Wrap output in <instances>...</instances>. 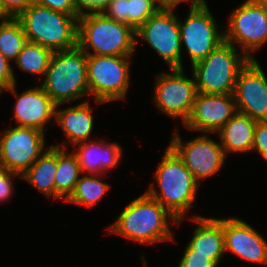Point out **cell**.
Wrapping results in <instances>:
<instances>
[{
    "mask_svg": "<svg viewBox=\"0 0 267 267\" xmlns=\"http://www.w3.org/2000/svg\"><path fill=\"white\" fill-rule=\"evenodd\" d=\"M123 148L118 142L98 138L73 146L82 174H107L120 165Z\"/></svg>",
    "mask_w": 267,
    "mask_h": 267,
    "instance_id": "d6986e66",
    "label": "cell"
},
{
    "mask_svg": "<svg viewBox=\"0 0 267 267\" xmlns=\"http://www.w3.org/2000/svg\"><path fill=\"white\" fill-rule=\"evenodd\" d=\"M101 12L110 19L128 24V0H110Z\"/></svg>",
    "mask_w": 267,
    "mask_h": 267,
    "instance_id": "f546056e",
    "label": "cell"
},
{
    "mask_svg": "<svg viewBox=\"0 0 267 267\" xmlns=\"http://www.w3.org/2000/svg\"><path fill=\"white\" fill-rule=\"evenodd\" d=\"M45 134L30 127L4 128L0 133V167L23 175L51 146L45 143Z\"/></svg>",
    "mask_w": 267,
    "mask_h": 267,
    "instance_id": "7c38bea8",
    "label": "cell"
},
{
    "mask_svg": "<svg viewBox=\"0 0 267 267\" xmlns=\"http://www.w3.org/2000/svg\"><path fill=\"white\" fill-rule=\"evenodd\" d=\"M189 219L191 222H195L197 226L194 228L187 246L195 254L210 255V259L219 265L225 254L223 217H205L194 214Z\"/></svg>",
    "mask_w": 267,
    "mask_h": 267,
    "instance_id": "ffe728a7",
    "label": "cell"
},
{
    "mask_svg": "<svg viewBox=\"0 0 267 267\" xmlns=\"http://www.w3.org/2000/svg\"><path fill=\"white\" fill-rule=\"evenodd\" d=\"M81 175L82 171L73 151L57 147L55 201L65 202L74 192Z\"/></svg>",
    "mask_w": 267,
    "mask_h": 267,
    "instance_id": "603a6c76",
    "label": "cell"
},
{
    "mask_svg": "<svg viewBox=\"0 0 267 267\" xmlns=\"http://www.w3.org/2000/svg\"><path fill=\"white\" fill-rule=\"evenodd\" d=\"M53 51L39 44L28 42L23 46L14 64L16 68L44 78L49 67Z\"/></svg>",
    "mask_w": 267,
    "mask_h": 267,
    "instance_id": "d4e9b609",
    "label": "cell"
},
{
    "mask_svg": "<svg viewBox=\"0 0 267 267\" xmlns=\"http://www.w3.org/2000/svg\"><path fill=\"white\" fill-rule=\"evenodd\" d=\"M33 0H0V5L8 17L17 18Z\"/></svg>",
    "mask_w": 267,
    "mask_h": 267,
    "instance_id": "836d02e7",
    "label": "cell"
},
{
    "mask_svg": "<svg viewBox=\"0 0 267 267\" xmlns=\"http://www.w3.org/2000/svg\"><path fill=\"white\" fill-rule=\"evenodd\" d=\"M117 217L106 228L111 235L116 234L141 245L167 241L176 243L169 224L177 225L178 219L145 192L130 201Z\"/></svg>",
    "mask_w": 267,
    "mask_h": 267,
    "instance_id": "6da1fadb",
    "label": "cell"
},
{
    "mask_svg": "<svg viewBox=\"0 0 267 267\" xmlns=\"http://www.w3.org/2000/svg\"><path fill=\"white\" fill-rule=\"evenodd\" d=\"M233 96L237 112L267 121V76L258 59H250L240 70Z\"/></svg>",
    "mask_w": 267,
    "mask_h": 267,
    "instance_id": "5bb4252c",
    "label": "cell"
},
{
    "mask_svg": "<svg viewBox=\"0 0 267 267\" xmlns=\"http://www.w3.org/2000/svg\"><path fill=\"white\" fill-rule=\"evenodd\" d=\"M137 43L144 40L171 68L183 67L179 16L175 9H160L136 30Z\"/></svg>",
    "mask_w": 267,
    "mask_h": 267,
    "instance_id": "4fadbf2b",
    "label": "cell"
},
{
    "mask_svg": "<svg viewBox=\"0 0 267 267\" xmlns=\"http://www.w3.org/2000/svg\"><path fill=\"white\" fill-rule=\"evenodd\" d=\"M160 9L155 0H128V25L136 31Z\"/></svg>",
    "mask_w": 267,
    "mask_h": 267,
    "instance_id": "4316f807",
    "label": "cell"
},
{
    "mask_svg": "<svg viewBox=\"0 0 267 267\" xmlns=\"http://www.w3.org/2000/svg\"><path fill=\"white\" fill-rule=\"evenodd\" d=\"M11 65V62L0 51V90L2 91L17 82L14 66Z\"/></svg>",
    "mask_w": 267,
    "mask_h": 267,
    "instance_id": "d6a6232c",
    "label": "cell"
},
{
    "mask_svg": "<svg viewBox=\"0 0 267 267\" xmlns=\"http://www.w3.org/2000/svg\"><path fill=\"white\" fill-rule=\"evenodd\" d=\"M34 4L60 11L69 15L80 17L81 13L75 7L74 0H33Z\"/></svg>",
    "mask_w": 267,
    "mask_h": 267,
    "instance_id": "1f68e13d",
    "label": "cell"
},
{
    "mask_svg": "<svg viewBox=\"0 0 267 267\" xmlns=\"http://www.w3.org/2000/svg\"><path fill=\"white\" fill-rule=\"evenodd\" d=\"M132 57L87 55L88 89L95 104L127 99Z\"/></svg>",
    "mask_w": 267,
    "mask_h": 267,
    "instance_id": "52a82bcc",
    "label": "cell"
},
{
    "mask_svg": "<svg viewBox=\"0 0 267 267\" xmlns=\"http://www.w3.org/2000/svg\"><path fill=\"white\" fill-rule=\"evenodd\" d=\"M57 173V147L51 146L22 175L31 186L48 199L55 200V177Z\"/></svg>",
    "mask_w": 267,
    "mask_h": 267,
    "instance_id": "7402d4cb",
    "label": "cell"
},
{
    "mask_svg": "<svg viewBox=\"0 0 267 267\" xmlns=\"http://www.w3.org/2000/svg\"><path fill=\"white\" fill-rule=\"evenodd\" d=\"M250 59L233 44L221 43L191 66L198 93L233 94L240 70Z\"/></svg>",
    "mask_w": 267,
    "mask_h": 267,
    "instance_id": "8992f818",
    "label": "cell"
},
{
    "mask_svg": "<svg viewBox=\"0 0 267 267\" xmlns=\"http://www.w3.org/2000/svg\"><path fill=\"white\" fill-rule=\"evenodd\" d=\"M224 251L244 261L267 265V240L251 224L223 217Z\"/></svg>",
    "mask_w": 267,
    "mask_h": 267,
    "instance_id": "e0dca14e",
    "label": "cell"
},
{
    "mask_svg": "<svg viewBox=\"0 0 267 267\" xmlns=\"http://www.w3.org/2000/svg\"><path fill=\"white\" fill-rule=\"evenodd\" d=\"M42 79L40 85L56 105L89 100L87 54L78 46L54 52Z\"/></svg>",
    "mask_w": 267,
    "mask_h": 267,
    "instance_id": "277c9868",
    "label": "cell"
},
{
    "mask_svg": "<svg viewBox=\"0 0 267 267\" xmlns=\"http://www.w3.org/2000/svg\"><path fill=\"white\" fill-rule=\"evenodd\" d=\"M214 260L210 259V255L195 254L187 245L176 267H218Z\"/></svg>",
    "mask_w": 267,
    "mask_h": 267,
    "instance_id": "83f0119b",
    "label": "cell"
},
{
    "mask_svg": "<svg viewBox=\"0 0 267 267\" xmlns=\"http://www.w3.org/2000/svg\"><path fill=\"white\" fill-rule=\"evenodd\" d=\"M141 260H142V267H149V266H147L148 265V263H147V261H146V256H144V253L143 252H141Z\"/></svg>",
    "mask_w": 267,
    "mask_h": 267,
    "instance_id": "74e56055",
    "label": "cell"
},
{
    "mask_svg": "<svg viewBox=\"0 0 267 267\" xmlns=\"http://www.w3.org/2000/svg\"><path fill=\"white\" fill-rule=\"evenodd\" d=\"M8 18L9 17L6 15V13L4 12V10L2 9V7L0 5V22L6 20Z\"/></svg>",
    "mask_w": 267,
    "mask_h": 267,
    "instance_id": "8d00e7d4",
    "label": "cell"
},
{
    "mask_svg": "<svg viewBox=\"0 0 267 267\" xmlns=\"http://www.w3.org/2000/svg\"><path fill=\"white\" fill-rule=\"evenodd\" d=\"M107 176L108 174H82L76 183L74 192L65 202L86 208L99 204L111 187L110 183L104 181Z\"/></svg>",
    "mask_w": 267,
    "mask_h": 267,
    "instance_id": "cb8c5ba5",
    "label": "cell"
},
{
    "mask_svg": "<svg viewBox=\"0 0 267 267\" xmlns=\"http://www.w3.org/2000/svg\"><path fill=\"white\" fill-rule=\"evenodd\" d=\"M153 174L156 182H151L145 193L175 216L180 226L186 217L189 218L187 212L194 206L200 184L169 145Z\"/></svg>",
    "mask_w": 267,
    "mask_h": 267,
    "instance_id": "7a4b0ae2",
    "label": "cell"
},
{
    "mask_svg": "<svg viewBox=\"0 0 267 267\" xmlns=\"http://www.w3.org/2000/svg\"><path fill=\"white\" fill-rule=\"evenodd\" d=\"M256 124L257 120L237 112L216 133L226 157L252 152Z\"/></svg>",
    "mask_w": 267,
    "mask_h": 267,
    "instance_id": "44dd1931",
    "label": "cell"
},
{
    "mask_svg": "<svg viewBox=\"0 0 267 267\" xmlns=\"http://www.w3.org/2000/svg\"><path fill=\"white\" fill-rule=\"evenodd\" d=\"M252 151L267 162V121H257Z\"/></svg>",
    "mask_w": 267,
    "mask_h": 267,
    "instance_id": "4dcf8cb0",
    "label": "cell"
},
{
    "mask_svg": "<svg viewBox=\"0 0 267 267\" xmlns=\"http://www.w3.org/2000/svg\"><path fill=\"white\" fill-rule=\"evenodd\" d=\"M259 5H262L267 9V0H255Z\"/></svg>",
    "mask_w": 267,
    "mask_h": 267,
    "instance_id": "f35d334b",
    "label": "cell"
},
{
    "mask_svg": "<svg viewBox=\"0 0 267 267\" xmlns=\"http://www.w3.org/2000/svg\"><path fill=\"white\" fill-rule=\"evenodd\" d=\"M155 76L152 101L161 114L181 120H188L197 95L195 78H189L184 68H171Z\"/></svg>",
    "mask_w": 267,
    "mask_h": 267,
    "instance_id": "30bf717a",
    "label": "cell"
},
{
    "mask_svg": "<svg viewBox=\"0 0 267 267\" xmlns=\"http://www.w3.org/2000/svg\"><path fill=\"white\" fill-rule=\"evenodd\" d=\"M26 43L27 37L17 18L9 17L0 22V51L10 62L16 60Z\"/></svg>",
    "mask_w": 267,
    "mask_h": 267,
    "instance_id": "484cf974",
    "label": "cell"
},
{
    "mask_svg": "<svg viewBox=\"0 0 267 267\" xmlns=\"http://www.w3.org/2000/svg\"><path fill=\"white\" fill-rule=\"evenodd\" d=\"M135 34L130 25L101 11L83 12L78 18L77 46L87 55L134 56Z\"/></svg>",
    "mask_w": 267,
    "mask_h": 267,
    "instance_id": "3957f363",
    "label": "cell"
},
{
    "mask_svg": "<svg viewBox=\"0 0 267 267\" xmlns=\"http://www.w3.org/2000/svg\"><path fill=\"white\" fill-rule=\"evenodd\" d=\"M17 19L28 42L53 52L77 47L78 19L72 15L32 3Z\"/></svg>",
    "mask_w": 267,
    "mask_h": 267,
    "instance_id": "5b68a950",
    "label": "cell"
},
{
    "mask_svg": "<svg viewBox=\"0 0 267 267\" xmlns=\"http://www.w3.org/2000/svg\"><path fill=\"white\" fill-rule=\"evenodd\" d=\"M61 106L64 107L63 104L56 105L54 121L64 133L65 141L52 146L69 149L70 146L95 139L91 134L96 115H93L94 109L88 99L72 106L64 108Z\"/></svg>",
    "mask_w": 267,
    "mask_h": 267,
    "instance_id": "ac0fdd59",
    "label": "cell"
},
{
    "mask_svg": "<svg viewBox=\"0 0 267 267\" xmlns=\"http://www.w3.org/2000/svg\"><path fill=\"white\" fill-rule=\"evenodd\" d=\"M158 6L161 9H177V6L181 5L182 3H191L189 6L194 7L200 5L202 3L207 2L206 0H155Z\"/></svg>",
    "mask_w": 267,
    "mask_h": 267,
    "instance_id": "d590c367",
    "label": "cell"
},
{
    "mask_svg": "<svg viewBox=\"0 0 267 267\" xmlns=\"http://www.w3.org/2000/svg\"><path fill=\"white\" fill-rule=\"evenodd\" d=\"M188 12L184 19L179 17L180 42L192 66L224 42V25L216 22L207 2L190 7Z\"/></svg>",
    "mask_w": 267,
    "mask_h": 267,
    "instance_id": "9c48e42d",
    "label": "cell"
},
{
    "mask_svg": "<svg viewBox=\"0 0 267 267\" xmlns=\"http://www.w3.org/2000/svg\"><path fill=\"white\" fill-rule=\"evenodd\" d=\"M177 129L176 126L168 145L183 160L187 169L201 185V182L220 172L227 157L219 140H214L210 137L211 134L200 133L184 142Z\"/></svg>",
    "mask_w": 267,
    "mask_h": 267,
    "instance_id": "8fae6325",
    "label": "cell"
},
{
    "mask_svg": "<svg viewBox=\"0 0 267 267\" xmlns=\"http://www.w3.org/2000/svg\"><path fill=\"white\" fill-rule=\"evenodd\" d=\"M37 83L35 87H29L19 94L17 83L2 91L12 93L15 96L13 104V118L16 126L35 128L46 133L48 123L55 119L56 104Z\"/></svg>",
    "mask_w": 267,
    "mask_h": 267,
    "instance_id": "2e32d148",
    "label": "cell"
},
{
    "mask_svg": "<svg viewBox=\"0 0 267 267\" xmlns=\"http://www.w3.org/2000/svg\"><path fill=\"white\" fill-rule=\"evenodd\" d=\"M17 177L21 179L22 175L0 167V204L8 202L15 193L14 180Z\"/></svg>",
    "mask_w": 267,
    "mask_h": 267,
    "instance_id": "f1b7e54d",
    "label": "cell"
},
{
    "mask_svg": "<svg viewBox=\"0 0 267 267\" xmlns=\"http://www.w3.org/2000/svg\"><path fill=\"white\" fill-rule=\"evenodd\" d=\"M227 17L224 41L239 48L249 59H257L255 53L267 43V9L255 0H245Z\"/></svg>",
    "mask_w": 267,
    "mask_h": 267,
    "instance_id": "ba28073f",
    "label": "cell"
},
{
    "mask_svg": "<svg viewBox=\"0 0 267 267\" xmlns=\"http://www.w3.org/2000/svg\"><path fill=\"white\" fill-rule=\"evenodd\" d=\"M236 113L233 94L197 93L191 114L183 127L190 132L214 135Z\"/></svg>",
    "mask_w": 267,
    "mask_h": 267,
    "instance_id": "9a60e30c",
    "label": "cell"
},
{
    "mask_svg": "<svg viewBox=\"0 0 267 267\" xmlns=\"http://www.w3.org/2000/svg\"><path fill=\"white\" fill-rule=\"evenodd\" d=\"M75 7L80 13L88 11H101L110 0H74Z\"/></svg>",
    "mask_w": 267,
    "mask_h": 267,
    "instance_id": "e575fe53",
    "label": "cell"
}]
</instances>
